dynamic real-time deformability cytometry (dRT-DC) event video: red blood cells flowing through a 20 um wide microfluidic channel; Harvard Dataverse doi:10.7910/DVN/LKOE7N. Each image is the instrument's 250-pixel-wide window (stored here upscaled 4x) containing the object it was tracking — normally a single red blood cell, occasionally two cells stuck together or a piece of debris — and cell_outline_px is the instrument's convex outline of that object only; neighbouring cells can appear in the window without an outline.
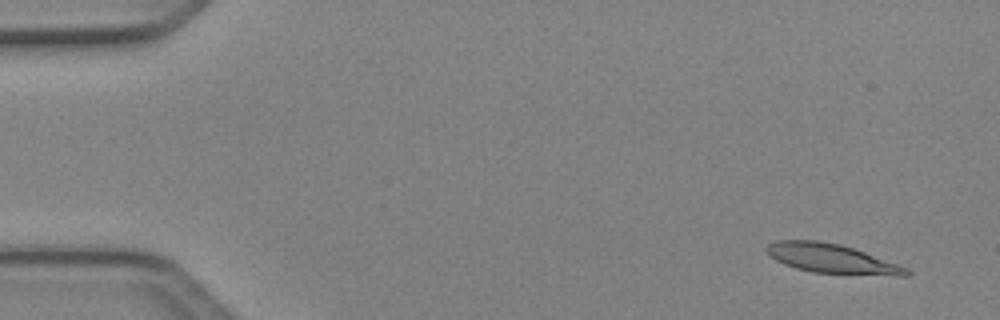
{"species": "Egyptian fruit bat (a non-hibernating species)", "species_latin": "Rousettus aegyptiacus", "temperature_condition": "cold", "stored_images_in_passage": 4, "camera_frame_rate_fps": 3000, "um_per_image_px": 0.085, "animal": {"sex": "female"}, "frame": {"image": 1, "passage_image": 1, "time_ms": 0.0, "image_size_px": [1000, 320], "cell_outline_px": [[912, 272], [908, 276], [896, 276], [812, 272], [796, 268], [784, 264], [776, 260], [764, 248], [768, 244], [776, 240], [816, 240], [840, 244], [864, 252], [908, 268]], "centroid_in_image_um": [70.7, 21.98], "position_along_channel_um": 14.3, "area_um2": 23.7}}
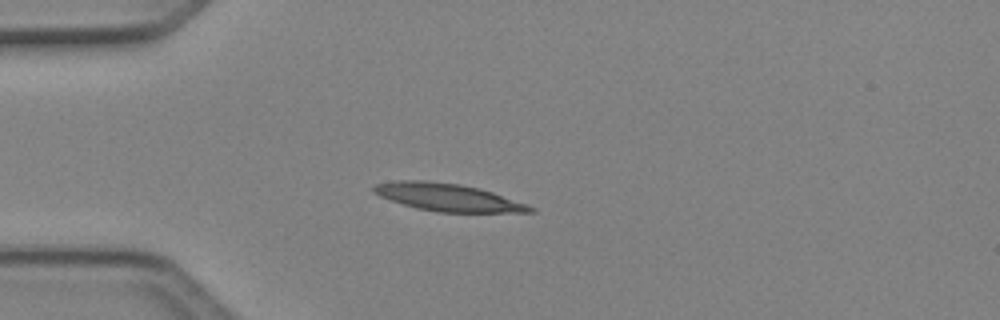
{"frame": {"image": 2, "passage_image": 4, "time_ms": 1.0, "image_size_px": [1000, 320], "cell_outline_px": [[536, 212], [436, 212], [416, 208], [380, 196], [372, 192], [372, 188], [376, 184], [396, 180], [428, 180], [460, 184], [480, 188], [528, 204], [536, 208]], "centroid_in_image_um": [38.08, 16.76], "position_along_channel_um": 46.9, "area_um2": 25.14}}